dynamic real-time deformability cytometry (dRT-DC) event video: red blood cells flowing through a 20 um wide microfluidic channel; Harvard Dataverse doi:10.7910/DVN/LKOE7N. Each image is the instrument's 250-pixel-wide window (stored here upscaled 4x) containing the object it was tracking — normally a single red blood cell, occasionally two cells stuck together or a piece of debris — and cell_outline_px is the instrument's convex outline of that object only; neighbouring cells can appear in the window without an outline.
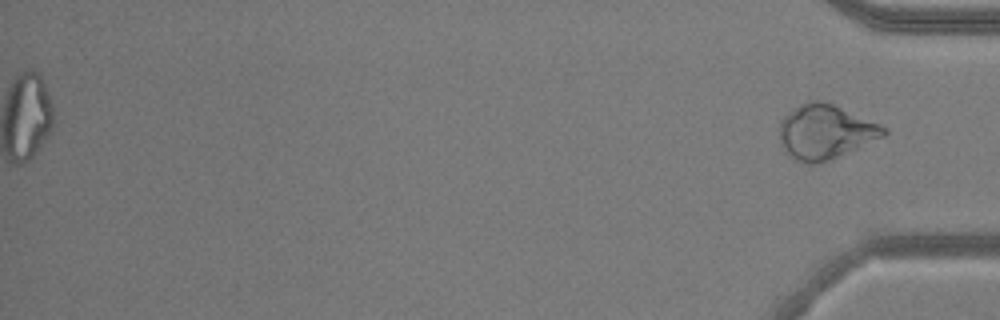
{"species": "common noctule bat (a hibernating species)", "species_latin": "Nyctalus noctula", "temperature_condition": "warm", "stored_images_in_passage": 46, "segment_of_instrument_passage": [2, 2], "camera_frame_rate_fps": 3000, "um_per_image_px": 0.085, "animal": {"sex": "male", "body_mass_g": 20.5, "forearm_length_mm": 52.5}, "frame": {"image": 1, "passage_image": 46, "time_ms": 15.0, "image_size_px": [1000, 320], "cell_outline_px": [[888, 132], [884, 136], [832, 160], [820, 164], [804, 164], [796, 160], [780, 144], [780, 120], [792, 108], [808, 100], [820, 100], [832, 104], [880, 124]], "centroid_in_image_um": [70.13, 11.22], "position_along_channel_um": 365.1, "area_um2": 33.06}}